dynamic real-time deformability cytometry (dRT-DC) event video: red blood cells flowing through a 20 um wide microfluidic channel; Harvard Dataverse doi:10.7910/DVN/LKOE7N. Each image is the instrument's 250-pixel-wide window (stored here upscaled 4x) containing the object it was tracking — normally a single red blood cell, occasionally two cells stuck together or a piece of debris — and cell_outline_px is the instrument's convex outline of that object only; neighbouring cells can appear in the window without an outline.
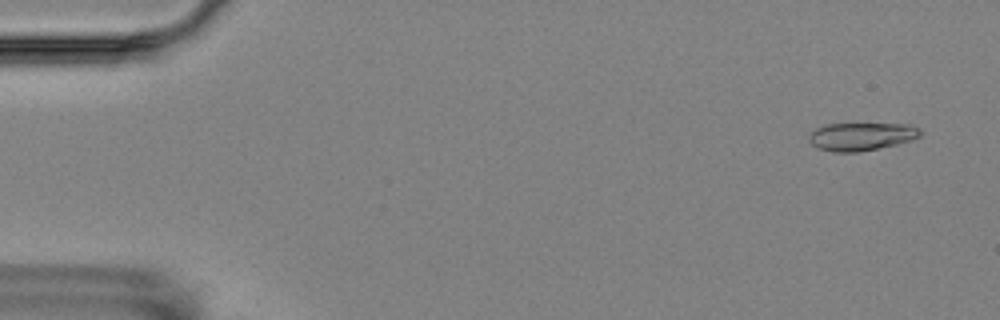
{"species": "Egyptian fruit bat (a non-hibernating species)", "species_latin": "Rousettus aegyptiacus", "temperature_condition": "room temperature", "stored_images_in_passage": 6, "camera_frame_rate_fps": 3000, "um_per_image_px": 0.085, "animal": {"sex": "female"}, "frame": {"image": 1, "passage_image": 1, "time_ms": 0.0, "image_size_px": [1000, 320], "cell_outline_px": [[920, 136], [912, 140], [896, 144], [860, 152], [832, 152], [816, 148], [808, 140], [808, 136], [816, 128], [824, 124], [912, 124], [920, 128]], "centroid_in_image_um": [73.2, 11.6], "position_along_channel_um": 11.8, "area_um2": 18.26}}